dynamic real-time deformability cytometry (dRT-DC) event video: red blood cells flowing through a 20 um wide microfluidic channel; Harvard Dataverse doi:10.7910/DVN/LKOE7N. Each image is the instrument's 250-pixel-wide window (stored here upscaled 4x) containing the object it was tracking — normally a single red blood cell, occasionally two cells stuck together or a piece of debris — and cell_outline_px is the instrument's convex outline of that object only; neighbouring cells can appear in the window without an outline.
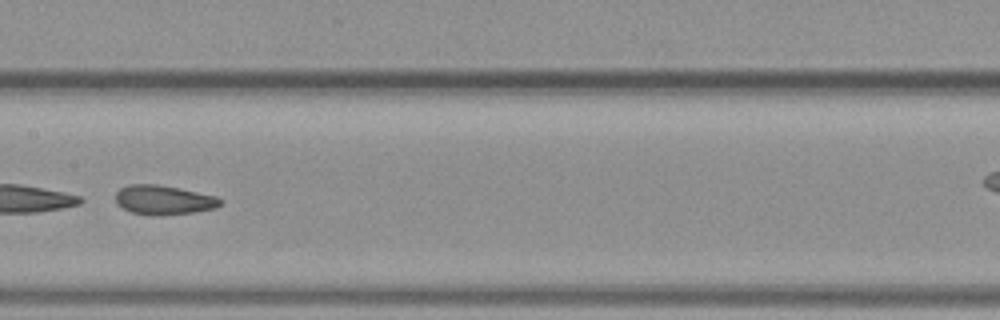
{"species": "common noctule bat (a hibernating species)", "species_latin": "Nyctalus noctula", "temperature_condition": "warm", "stored_images_in_passage": 38, "camera_frame_rate_fps": 3000, "um_per_image_px": 0.085, "animal": {"sex": "female", "body_mass_g": 19.3, "forearm_length_mm": 54.1}, "frame": {"image": 1, "passage_image": 12, "time_ms": 3.667, "image_size_px": [1000, 320], "cell_outline_px": [[224, 204], [216, 208], [192, 212], [152, 216], [132, 212], [124, 208], [116, 200], [116, 192], [120, 188], [128, 184], [156, 184], [180, 188], [216, 196], [224, 200]], "centroid_in_image_um": [13.96, 16.99], "position_along_channel_um": 193.4, "area_um2": 17.92}, "authors_computed_cell_mechanics": {"area_um2": 18.3226, "velocity_mm_per_s": 3.9526, "shape_relaxation_time_tau1_ms": null, "shape_relaxation_time_tau2_ms": 1.3027, "deformation_change_tau1": null, "deformation_change_tau2": 0.0749}}